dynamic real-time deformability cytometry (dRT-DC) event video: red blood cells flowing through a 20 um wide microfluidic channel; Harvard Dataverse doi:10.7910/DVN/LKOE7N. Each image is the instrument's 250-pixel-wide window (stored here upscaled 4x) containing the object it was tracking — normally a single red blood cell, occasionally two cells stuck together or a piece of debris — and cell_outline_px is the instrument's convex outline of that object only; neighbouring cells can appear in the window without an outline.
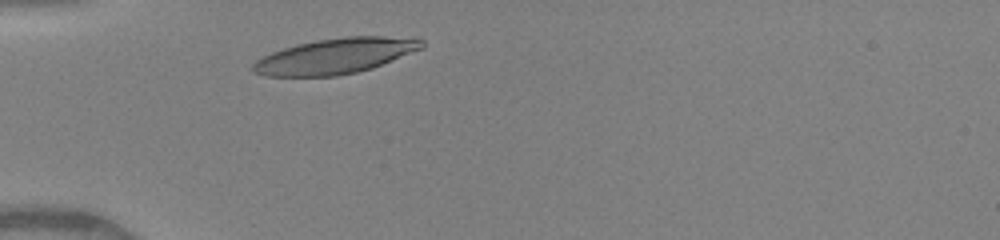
{"species": "human", "species_latin": "Homo sapiens", "temperature_condition": "warm", "stored_images_in_passage": 29, "camera_frame_rate_fps": 3000, "um_per_image_px": 0.085, "donor": {"sex": "female"}, "frame": {"image": 1, "passage_image": 1, "time_ms": 0.0, "image_size_px": [1000, 240], "cell_outline_px": [[424, 48], [372, 68], [356, 72], [336, 76], [264, 76], [252, 72], [252, 64], [256, 60], [272, 52], [296, 44], [316, 40], [344, 36], [420, 36], [424, 40]], "centroid_in_image_um": [28.57, 4.74], "position_along_channel_um": 56.4, "area_um2": 35.32}}
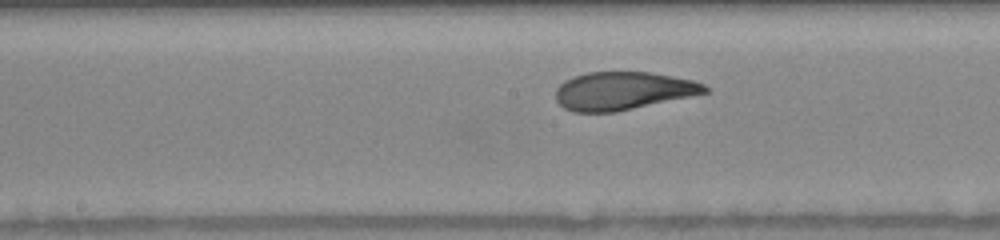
{"frame": {"image": 2, "passage_image": 12, "time_ms": 3.667, "image_size_px": [1000, 240], "cell_outline_px": [[708, 92], [692, 96], [616, 112], [572, 112], [564, 108], [556, 100], [556, 88], [564, 80], [572, 76], [588, 72], [648, 72], [672, 76], [692, 80], [704, 84], [708, 88]], "centroid_in_image_um": [52.92, 7.72], "position_along_channel_um": 195.3, "area_um2": 33.12}}
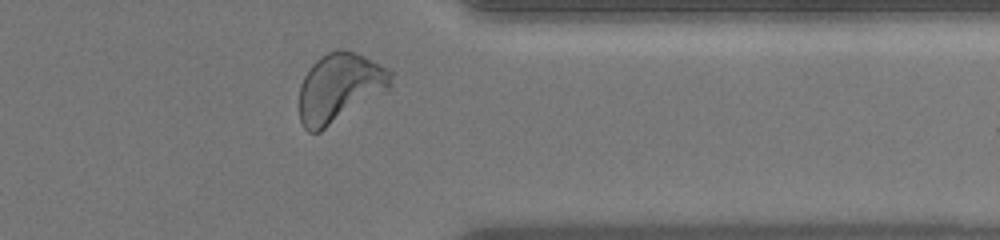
{"frame": {"image": 3, "passage_image": 26, "time_ms": 8.333, "image_size_px": [1000, 240], "cell_outline_px": [[392, 84], [384, 92], [320, 132], [308, 132], [304, 128], [300, 120], [300, 84], [304, 76], [312, 64], [320, 56], [336, 48], [344, 48], [364, 56], [388, 68], [392, 72]], "centroid_in_image_um": [28.86, 7.43], "position_along_channel_um": 382.5, "area_um2": 36.76}, "authors_computed_cell_mechanics": {"area_um2": 34.4488, "velocity_mm_per_s": 4.0874, "shape_relaxation_time_tau1_ms": 2.8774, "shape_relaxation_time_tau2_ms": 0.82, "deformation_change_tau1": 0.1595, "deformation_change_tau2": 0.0755}}